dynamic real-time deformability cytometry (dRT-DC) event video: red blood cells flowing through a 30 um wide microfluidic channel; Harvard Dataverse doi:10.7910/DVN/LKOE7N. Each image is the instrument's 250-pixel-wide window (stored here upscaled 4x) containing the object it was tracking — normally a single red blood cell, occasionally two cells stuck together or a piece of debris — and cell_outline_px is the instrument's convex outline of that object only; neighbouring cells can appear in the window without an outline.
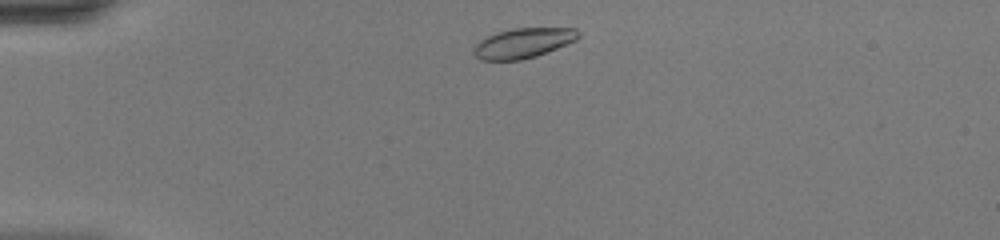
{"species": "common noctule bat (a hibernating species)", "species_latin": "Nyctalus noctula", "temperature_condition": "warm", "stored_images_in_passage": 37, "camera_frame_rate_fps": 3000, "um_per_image_px": 0.085, "animal": {"sex": "female", "body_mass_g": 20.0, "forearm_length_mm": 54.0}, "frame": {"image": 1, "passage_image": 2, "time_ms": 0.333, "image_size_px": [1000, 240], "cell_outline_px": [[580, 36], [576, 40], [536, 56], [520, 60], [480, 60], [472, 52], [472, 48], [480, 40], [496, 32], [512, 28], [576, 28], [580, 32]], "centroid_in_image_um": [44.45, 3.65], "position_along_channel_um": 40.6, "area_um2": 18.26}}
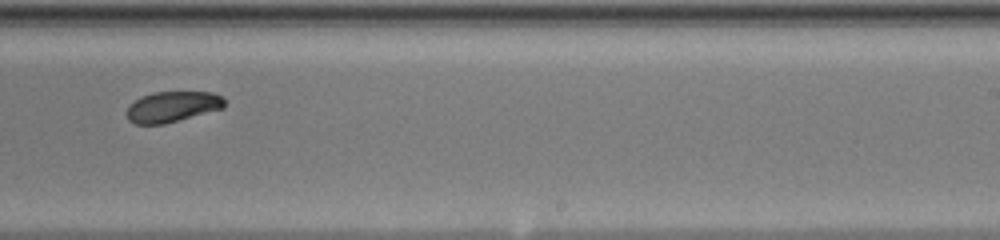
{"frame": {"image": 2, "passage_image": 21, "time_ms": 6.667, "image_size_px": [1000, 240], "cell_outline_px": [[224, 108], [164, 124], [136, 124], [128, 120], [124, 112], [128, 104], [140, 96], [152, 92], [212, 92], [224, 96]], "centroid_in_image_um": [14.6, 9.06], "position_along_channel_um": 274.4, "area_um2": 17.8}}
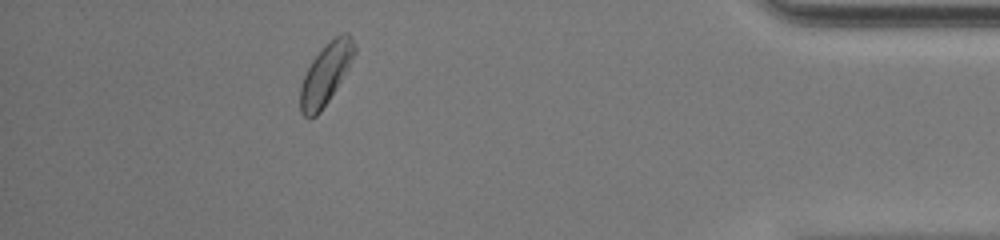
{"frame": {"image": 3, "passage_image": 33, "time_ms": 10.667, "image_size_px": [1000, 240], "cell_outline_px": [[356, 52], [348, 68], [336, 88], [320, 112], [316, 116], [308, 120], [300, 112], [300, 84], [312, 60], [336, 36], [344, 32], [348, 32], [356, 48]], "centroid_in_image_um": [27.67, 6.33], "position_along_channel_um": 407.5, "area_um2": 18.84}, "authors_computed_cell_mechanics": {"area_um2": 18.5538, "velocity_mm_per_s": 4.3967, "shape_relaxation_time_tau1_ms": 1.3158, "shape_relaxation_time_tau2_ms": 9.2877, "deformation_change_tau1": 0.1072, "deformation_change_tau2": 0.1347}}